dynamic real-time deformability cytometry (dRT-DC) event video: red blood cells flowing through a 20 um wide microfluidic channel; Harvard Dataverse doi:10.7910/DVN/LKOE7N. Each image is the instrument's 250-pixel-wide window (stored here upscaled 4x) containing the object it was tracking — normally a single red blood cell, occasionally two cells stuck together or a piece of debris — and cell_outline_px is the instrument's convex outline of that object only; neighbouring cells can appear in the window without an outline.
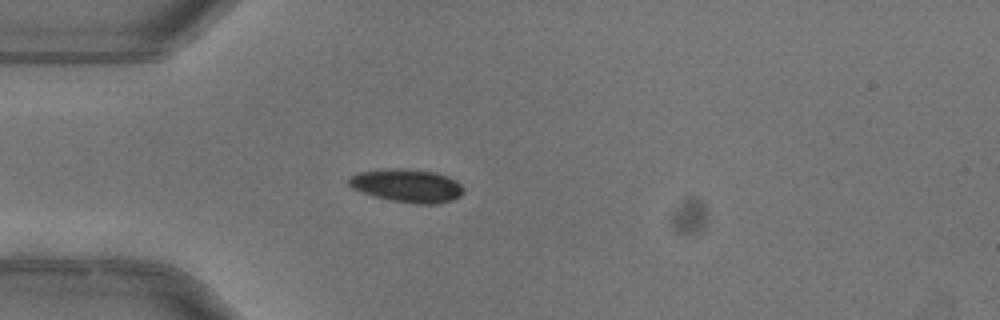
{"species": "common noctule bat (a hibernating species)", "species_latin": "Nyctalus noctula", "temperature_condition": "warm", "stored_images_in_passage": 1, "camera_frame_rate_fps": 3000, "um_per_image_px": 0.085, "animal": {"sex": "female"}, "frame": {"image": 1, "passage_image": 1, "time_ms": 0.0, "image_size_px": [1000, 320], "cell_outline_px": [[464, 192], [460, 196], [452, 200], [436, 204], [416, 204], [392, 200], [376, 196], [352, 188], [348, 184], [348, 180], [352, 176], [360, 172], [388, 168], [408, 168], [436, 172], [448, 176], [456, 180], [464, 188]], "centroid_in_image_um": [34.66, 15.77], "position_along_channel_um": 50.3, "area_um2": 22.2}}